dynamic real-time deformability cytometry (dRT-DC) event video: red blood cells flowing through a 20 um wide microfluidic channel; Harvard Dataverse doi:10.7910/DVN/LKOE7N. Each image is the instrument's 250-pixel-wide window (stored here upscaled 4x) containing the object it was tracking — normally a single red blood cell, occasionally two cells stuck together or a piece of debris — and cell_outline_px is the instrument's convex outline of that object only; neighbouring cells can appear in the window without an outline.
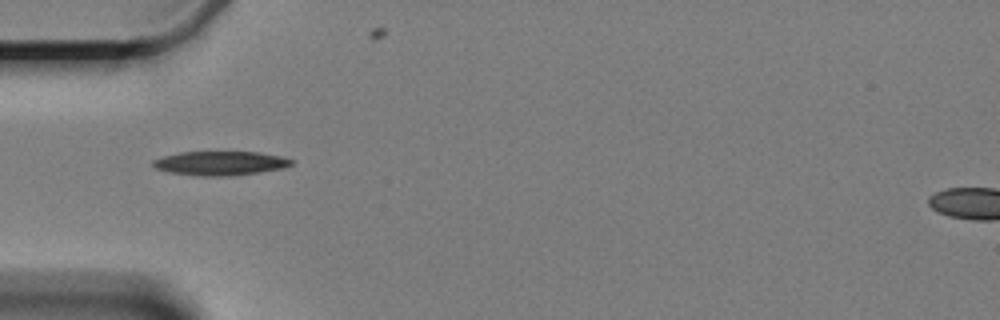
{"species": "Egyptian fruit bat (a non-hibernating species)", "species_latin": "Rousettus aegyptiacus", "temperature_condition": "cold", "stored_images_in_passage": 9, "camera_frame_rate_fps": 3000, "um_per_image_px": 0.085, "animal": {"sex": "female"}, "frame": {"image": 1, "passage_image": 3, "time_ms": 5.667, "image_size_px": [1000, 320], "cell_outline_px": [[292, 164], [284, 168], [228, 176], [196, 176], [168, 172], [156, 168], [152, 164], [152, 160], [164, 156], [180, 152], [260, 152], [280, 156], [292, 160]], "centroid_in_image_um": [18.69, 13.87], "position_along_channel_um": 66.3, "area_um2": 19.31}}
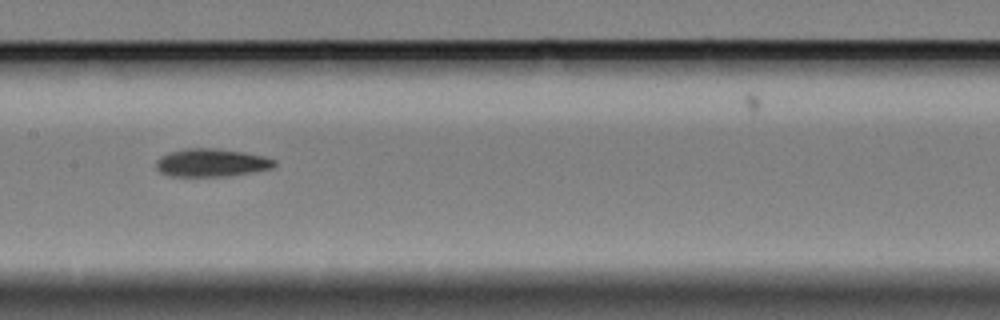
{"frame": {"image": 2, "passage_image": 6, "time_ms": 9.333, "image_size_px": [1000, 320], "cell_outline_px": [[276, 164], [272, 168], [252, 172], [228, 176], [168, 176], [160, 172], [156, 168], [156, 160], [160, 156], [172, 152], [188, 148], [216, 148], [244, 152], [264, 156], [276, 160]], "centroid_in_image_um": [17.97, 13.83], "position_along_channel_um": 189.4, "area_um2": 19.31}}
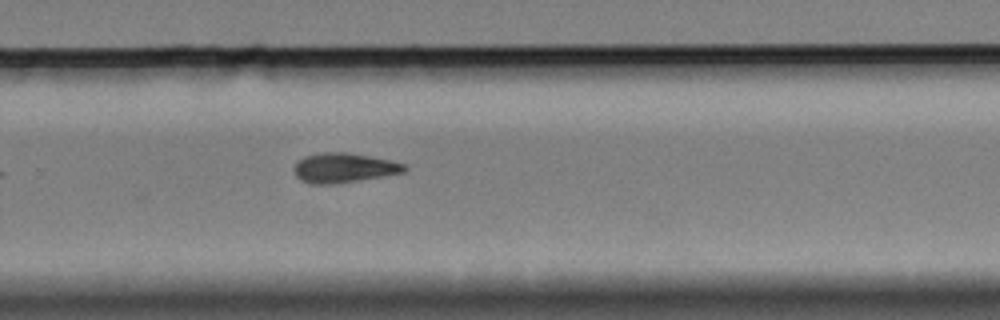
{"frame": {"image": 3, "passage_image": 9, "time_ms": 12.667, "image_size_px": [1000, 320], "cell_outline_px": [[408, 168], [404, 172], [384, 176], [336, 184], [308, 184], [300, 180], [296, 176], [296, 164], [304, 156], [324, 152], [348, 152], [388, 160], [404, 164]], "centroid_in_image_um": [29.23, 14.28], "position_along_channel_um": 300.6, "area_um2": 18.9}}